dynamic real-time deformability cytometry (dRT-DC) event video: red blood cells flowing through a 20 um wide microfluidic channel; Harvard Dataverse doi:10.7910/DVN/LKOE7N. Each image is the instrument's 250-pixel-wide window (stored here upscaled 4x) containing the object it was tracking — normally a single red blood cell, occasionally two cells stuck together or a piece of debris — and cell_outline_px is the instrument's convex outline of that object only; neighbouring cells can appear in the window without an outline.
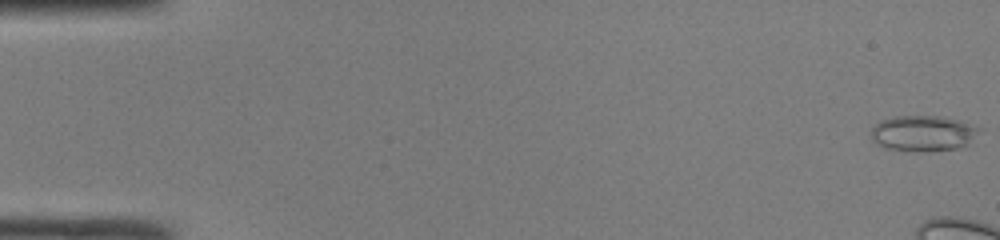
{"species": "common noctule bat (a hibernating species)", "species_latin": "Nyctalus noctula", "temperature_condition": "room temperature", "stored_images_in_passage": 9, "camera_frame_rate_fps": 3000, "um_per_image_px": 0.085, "animal": {"sex": "male", "body_mass_g": 19.0, "forearm_length_mm": 50.8}, "frame": {"image": 1, "passage_image": 1, "time_ms": 0.0, "image_size_px": [1000, 240], "cell_outline_px": [[984, 132], [968, 144], [960, 148], [924, 152], [916, 152], [884, 148], [876, 144], [872, 140], [872, 128], [880, 120], [892, 116], [944, 116], [960, 120], [984, 128]], "centroid_in_image_um": [78.54, 11.33], "position_along_channel_um": 6.5, "area_um2": 23.29}}